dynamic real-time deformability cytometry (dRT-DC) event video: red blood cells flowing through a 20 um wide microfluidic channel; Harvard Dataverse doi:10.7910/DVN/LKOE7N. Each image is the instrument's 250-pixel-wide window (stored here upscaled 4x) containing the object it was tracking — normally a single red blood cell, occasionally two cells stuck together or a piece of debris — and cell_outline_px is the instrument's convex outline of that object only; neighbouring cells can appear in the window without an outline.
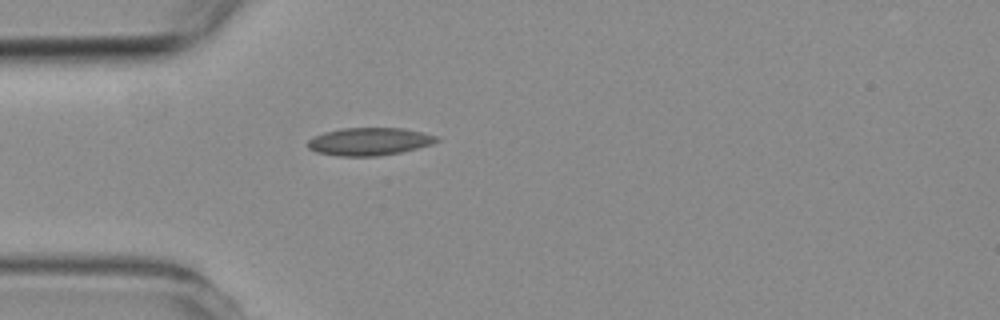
{"species": "common noctule bat (a hibernating species)", "species_latin": "Nyctalus noctula", "temperature_condition": "room temperature", "stored_images_in_passage": 3, "camera_frame_rate_fps": 3000, "um_per_image_px": 0.085, "animal": {"sex": "female", "body_mass_g": 19.3, "forearm_length_mm": 54.1}, "frame": {"image": 1, "passage_image": 3, "time_ms": 3.333, "image_size_px": [1000, 320], "cell_outline_px": [[440, 140], [432, 144], [400, 152], [380, 156], [336, 156], [316, 152], [308, 148], [308, 140], [312, 136], [324, 132], [344, 128], [404, 128], [436, 136]], "centroid_in_image_um": [31.35, 12.03], "position_along_channel_um": 53.6, "area_um2": 20.81}}